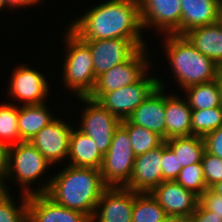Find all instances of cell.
<instances>
[{"label":"cell","instance_id":"cell-17","mask_svg":"<svg viewBox=\"0 0 222 222\" xmlns=\"http://www.w3.org/2000/svg\"><path fill=\"white\" fill-rule=\"evenodd\" d=\"M159 86L127 118L132 124L157 133L165 140V92L164 84L158 78Z\"/></svg>","mask_w":222,"mask_h":222},{"label":"cell","instance_id":"cell-15","mask_svg":"<svg viewBox=\"0 0 222 222\" xmlns=\"http://www.w3.org/2000/svg\"><path fill=\"white\" fill-rule=\"evenodd\" d=\"M161 161L162 144L136 156L131 179L125 187L134 192L151 193L163 182Z\"/></svg>","mask_w":222,"mask_h":222},{"label":"cell","instance_id":"cell-19","mask_svg":"<svg viewBox=\"0 0 222 222\" xmlns=\"http://www.w3.org/2000/svg\"><path fill=\"white\" fill-rule=\"evenodd\" d=\"M165 140L191 136L192 109L186 99L165 95Z\"/></svg>","mask_w":222,"mask_h":222},{"label":"cell","instance_id":"cell-25","mask_svg":"<svg viewBox=\"0 0 222 222\" xmlns=\"http://www.w3.org/2000/svg\"><path fill=\"white\" fill-rule=\"evenodd\" d=\"M192 110H207L221 106L217 80L190 86L184 90Z\"/></svg>","mask_w":222,"mask_h":222},{"label":"cell","instance_id":"cell-39","mask_svg":"<svg viewBox=\"0 0 222 222\" xmlns=\"http://www.w3.org/2000/svg\"><path fill=\"white\" fill-rule=\"evenodd\" d=\"M5 174H0V199L8 193V186H6L5 182Z\"/></svg>","mask_w":222,"mask_h":222},{"label":"cell","instance_id":"cell-33","mask_svg":"<svg viewBox=\"0 0 222 222\" xmlns=\"http://www.w3.org/2000/svg\"><path fill=\"white\" fill-rule=\"evenodd\" d=\"M161 170L163 181H175L183 167H179V160L173 150L164 141L162 143Z\"/></svg>","mask_w":222,"mask_h":222},{"label":"cell","instance_id":"cell-21","mask_svg":"<svg viewBox=\"0 0 222 222\" xmlns=\"http://www.w3.org/2000/svg\"><path fill=\"white\" fill-rule=\"evenodd\" d=\"M183 35L200 53L222 68V26L218 21L195 27Z\"/></svg>","mask_w":222,"mask_h":222},{"label":"cell","instance_id":"cell-18","mask_svg":"<svg viewBox=\"0 0 222 222\" xmlns=\"http://www.w3.org/2000/svg\"><path fill=\"white\" fill-rule=\"evenodd\" d=\"M28 222H91L82 212L54 202L45 193L28 196Z\"/></svg>","mask_w":222,"mask_h":222},{"label":"cell","instance_id":"cell-4","mask_svg":"<svg viewBox=\"0 0 222 222\" xmlns=\"http://www.w3.org/2000/svg\"><path fill=\"white\" fill-rule=\"evenodd\" d=\"M65 32L66 55L63 64V82L75 97H88L96 84V76L89 46L69 28Z\"/></svg>","mask_w":222,"mask_h":222},{"label":"cell","instance_id":"cell-30","mask_svg":"<svg viewBox=\"0 0 222 222\" xmlns=\"http://www.w3.org/2000/svg\"><path fill=\"white\" fill-rule=\"evenodd\" d=\"M8 192L0 199V222H28V195L22 194L17 207Z\"/></svg>","mask_w":222,"mask_h":222},{"label":"cell","instance_id":"cell-12","mask_svg":"<svg viewBox=\"0 0 222 222\" xmlns=\"http://www.w3.org/2000/svg\"><path fill=\"white\" fill-rule=\"evenodd\" d=\"M72 128L67 122L56 118L40 130L29 142L51 165H55L68 159Z\"/></svg>","mask_w":222,"mask_h":222},{"label":"cell","instance_id":"cell-42","mask_svg":"<svg viewBox=\"0 0 222 222\" xmlns=\"http://www.w3.org/2000/svg\"><path fill=\"white\" fill-rule=\"evenodd\" d=\"M176 222H195V219L192 215H190V216H181V217L176 216Z\"/></svg>","mask_w":222,"mask_h":222},{"label":"cell","instance_id":"cell-36","mask_svg":"<svg viewBox=\"0 0 222 222\" xmlns=\"http://www.w3.org/2000/svg\"><path fill=\"white\" fill-rule=\"evenodd\" d=\"M192 216L195 222H222V217L217 216L215 212L206 210L200 203L197 205Z\"/></svg>","mask_w":222,"mask_h":222},{"label":"cell","instance_id":"cell-35","mask_svg":"<svg viewBox=\"0 0 222 222\" xmlns=\"http://www.w3.org/2000/svg\"><path fill=\"white\" fill-rule=\"evenodd\" d=\"M205 149L222 159V126L204 137Z\"/></svg>","mask_w":222,"mask_h":222},{"label":"cell","instance_id":"cell-8","mask_svg":"<svg viewBox=\"0 0 222 222\" xmlns=\"http://www.w3.org/2000/svg\"><path fill=\"white\" fill-rule=\"evenodd\" d=\"M84 102L86 108L82 112L81 127L77 128L92 139L98 150L105 155L109 150L115 130L121 124V120L111 114L96 100L89 97H78Z\"/></svg>","mask_w":222,"mask_h":222},{"label":"cell","instance_id":"cell-5","mask_svg":"<svg viewBox=\"0 0 222 222\" xmlns=\"http://www.w3.org/2000/svg\"><path fill=\"white\" fill-rule=\"evenodd\" d=\"M49 166L51 164L30 142L23 141L8 147L5 180L15 178L22 186L21 193L29 196L34 194L29 184L38 180Z\"/></svg>","mask_w":222,"mask_h":222},{"label":"cell","instance_id":"cell-32","mask_svg":"<svg viewBox=\"0 0 222 222\" xmlns=\"http://www.w3.org/2000/svg\"><path fill=\"white\" fill-rule=\"evenodd\" d=\"M203 175L207 185L210 188L215 183L222 180V159L209 153L206 149L201 160Z\"/></svg>","mask_w":222,"mask_h":222},{"label":"cell","instance_id":"cell-37","mask_svg":"<svg viewBox=\"0 0 222 222\" xmlns=\"http://www.w3.org/2000/svg\"><path fill=\"white\" fill-rule=\"evenodd\" d=\"M6 3L7 8H11L12 9H16V8H20V7H28L31 5H35L38 4V2L40 3L41 0H4Z\"/></svg>","mask_w":222,"mask_h":222},{"label":"cell","instance_id":"cell-27","mask_svg":"<svg viewBox=\"0 0 222 222\" xmlns=\"http://www.w3.org/2000/svg\"><path fill=\"white\" fill-rule=\"evenodd\" d=\"M121 125L127 130L135 156L145 154L159 147L165 140L155 132L142 126L132 124L128 119L122 120Z\"/></svg>","mask_w":222,"mask_h":222},{"label":"cell","instance_id":"cell-38","mask_svg":"<svg viewBox=\"0 0 222 222\" xmlns=\"http://www.w3.org/2000/svg\"><path fill=\"white\" fill-rule=\"evenodd\" d=\"M8 147L0 143V174L6 173Z\"/></svg>","mask_w":222,"mask_h":222},{"label":"cell","instance_id":"cell-43","mask_svg":"<svg viewBox=\"0 0 222 222\" xmlns=\"http://www.w3.org/2000/svg\"><path fill=\"white\" fill-rule=\"evenodd\" d=\"M161 222H176V216L166 215Z\"/></svg>","mask_w":222,"mask_h":222},{"label":"cell","instance_id":"cell-41","mask_svg":"<svg viewBox=\"0 0 222 222\" xmlns=\"http://www.w3.org/2000/svg\"><path fill=\"white\" fill-rule=\"evenodd\" d=\"M216 80H217L219 90H220V103L222 107V68H220Z\"/></svg>","mask_w":222,"mask_h":222},{"label":"cell","instance_id":"cell-29","mask_svg":"<svg viewBox=\"0 0 222 222\" xmlns=\"http://www.w3.org/2000/svg\"><path fill=\"white\" fill-rule=\"evenodd\" d=\"M191 135L205 137L222 126V107L192 110Z\"/></svg>","mask_w":222,"mask_h":222},{"label":"cell","instance_id":"cell-23","mask_svg":"<svg viewBox=\"0 0 222 222\" xmlns=\"http://www.w3.org/2000/svg\"><path fill=\"white\" fill-rule=\"evenodd\" d=\"M45 103L18 106V131L20 142H29L40 130L56 118Z\"/></svg>","mask_w":222,"mask_h":222},{"label":"cell","instance_id":"cell-7","mask_svg":"<svg viewBox=\"0 0 222 222\" xmlns=\"http://www.w3.org/2000/svg\"><path fill=\"white\" fill-rule=\"evenodd\" d=\"M155 77H148L146 74L134 84L112 92H91L88 97L96 100L122 121L127 119L159 86L158 79Z\"/></svg>","mask_w":222,"mask_h":222},{"label":"cell","instance_id":"cell-40","mask_svg":"<svg viewBox=\"0 0 222 222\" xmlns=\"http://www.w3.org/2000/svg\"><path fill=\"white\" fill-rule=\"evenodd\" d=\"M210 189L222 197V180L215 183Z\"/></svg>","mask_w":222,"mask_h":222},{"label":"cell","instance_id":"cell-16","mask_svg":"<svg viewBox=\"0 0 222 222\" xmlns=\"http://www.w3.org/2000/svg\"><path fill=\"white\" fill-rule=\"evenodd\" d=\"M151 194L164 209L166 215L190 216L199 204V196L176 181H163Z\"/></svg>","mask_w":222,"mask_h":222},{"label":"cell","instance_id":"cell-28","mask_svg":"<svg viewBox=\"0 0 222 222\" xmlns=\"http://www.w3.org/2000/svg\"><path fill=\"white\" fill-rule=\"evenodd\" d=\"M0 143L7 147L20 143L18 105L0 104Z\"/></svg>","mask_w":222,"mask_h":222},{"label":"cell","instance_id":"cell-13","mask_svg":"<svg viewBox=\"0 0 222 222\" xmlns=\"http://www.w3.org/2000/svg\"><path fill=\"white\" fill-rule=\"evenodd\" d=\"M15 68L10 79L9 95L23 105L45 103L49 85L44 75L27 64Z\"/></svg>","mask_w":222,"mask_h":222},{"label":"cell","instance_id":"cell-44","mask_svg":"<svg viewBox=\"0 0 222 222\" xmlns=\"http://www.w3.org/2000/svg\"><path fill=\"white\" fill-rule=\"evenodd\" d=\"M218 22H219V23L221 24V26H222V4L220 5V9H219Z\"/></svg>","mask_w":222,"mask_h":222},{"label":"cell","instance_id":"cell-24","mask_svg":"<svg viewBox=\"0 0 222 222\" xmlns=\"http://www.w3.org/2000/svg\"><path fill=\"white\" fill-rule=\"evenodd\" d=\"M179 160V167H186L202 160L205 151L204 137L182 136L165 140Z\"/></svg>","mask_w":222,"mask_h":222},{"label":"cell","instance_id":"cell-14","mask_svg":"<svg viewBox=\"0 0 222 222\" xmlns=\"http://www.w3.org/2000/svg\"><path fill=\"white\" fill-rule=\"evenodd\" d=\"M134 191L107 186L96 205L91 222H132Z\"/></svg>","mask_w":222,"mask_h":222},{"label":"cell","instance_id":"cell-26","mask_svg":"<svg viewBox=\"0 0 222 222\" xmlns=\"http://www.w3.org/2000/svg\"><path fill=\"white\" fill-rule=\"evenodd\" d=\"M165 216L164 209L151 193L134 192L132 222H161Z\"/></svg>","mask_w":222,"mask_h":222},{"label":"cell","instance_id":"cell-6","mask_svg":"<svg viewBox=\"0 0 222 222\" xmlns=\"http://www.w3.org/2000/svg\"><path fill=\"white\" fill-rule=\"evenodd\" d=\"M135 157L129 134L120 124L114 132L100 169L104 184L125 187L131 179Z\"/></svg>","mask_w":222,"mask_h":222},{"label":"cell","instance_id":"cell-2","mask_svg":"<svg viewBox=\"0 0 222 222\" xmlns=\"http://www.w3.org/2000/svg\"><path fill=\"white\" fill-rule=\"evenodd\" d=\"M106 187L99 169L68 165L36 188L34 194L45 193L62 207L82 212L91 220Z\"/></svg>","mask_w":222,"mask_h":222},{"label":"cell","instance_id":"cell-9","mask_svg":"<svg viewBox=\"0 0 222 222\" xmlns=\"http://www.w3.org/2000/svg\"><path fill=\"white\" fill-rule=\"evenodd\" d=\"M83 41L91 50L96 78L113 66L129 60L140 48L147 47L144 40L114 38Z\"/></svg>","mask_w":222,"mask_h":222},{"label":"cell","instance_id":"cell-20","mask_svg":"<svg viewBox=\"0 0 222 222\" xmlns=\"http://www.w3.org/2000/svg\"><path fill=\"white\" fill-rule=\"evenodd\" d=\"M220 5L218 0H181V35L217 22Z\"/></svg>","mask_w":222,"mask_h":222},{"label":"cell","instance_id":"cell-10","mask_svg":"<svg viewBox=\"0 0 222 222\" xmlns=\"http://www.w3.org/2000/svg\"><path fill=\"white\" fill-rule=\"evenodd\" d=\"M146 52L147 47L140 48L129 60L98 76L92 92H112L140 81L150 68Z\"/></svg>","mask_w":222,"mask_h":222},{"label":"cell","instance_id":"cell-11","mask_svg":"<svg viewBox=\"0 0 222 222\" xmlns=\"http://www.w3.org/2000/svg\"><path fill=\"white\" fill-rule=\"evenodd\" d=\"M142 28L181 35V0H138Z\"/></svg>","mask_w":222,"mask_h":222},{"label":"cell","instance_id":"cell-34","mask_svg":"<svg viewBox=\"0 0 222 222\" xmlns=\"http://www.w3.org/2000/svg\"><path fill=\"white\" fill-rule=\"evenodd\" d=\"M199 203L219 217H222V197L208 188L200 197Z\"/></svg>","mask_w":222,"mask_h":222},{"label":"cell","instance_id":"cell-3","mask_svg":"<svg viewBox=\"0 0 222 222\" xmlns=\"http://www.w3.org/2000/svg\"><path fill=\"white\" fill-rule=\"evenodd\" d=\"M164 37V50L175 80L186 89L217 78L220 66L200 53L184 35L168 34Z\"/></svg>","mask_w":222,"mask_h":222},{"label":"cell","instance_id":"cell-22","mask_svg":"<svg viewBox=\"0 0 222 222\" xmlns=\"http://www.w3.org/2000/svg\"><path fill=\"white\" fill-rule=\"evenodd\" d=\"M68 158L70 159L68 165L100 170L104 155L90 137L72 128Z\"/></svg>","mask_w":222,"mask_h":222},{"label":"cell","instance_id":"cell-31","mask_svg":"<svg viewBox=\"0 0 222 222\" xmlns=\"http://www.w3.org/2000/svg\"><path fill=\"white\" fill-rule=\"evenodd\" d=\"M175 181L199 197L208 189L201 162L183 167Z\"/></svg>","mask_w":222,"mask_h":222},{"label":"cell","instance_id":"cell-45","mask_svg":"<svg viewBox=\"0 0 222 222\" xmlns=\"http://www.w3.org/2000/svg\"><path fill=\"white\" fill-rule=\"evenodd\" d=\"M6 7H7V6H6L5 1H4V0H0V11H1L2 9L6 8Z\"/></svg>","mask_w":222,"mask_h":222},{"label":"cell","instance_id":"cell-1","mask_svg":"<svg viewBox=\"0 0 222 222\" xmlns=\"http://www.w3.org/2000/svg\"><path fill=\"white\" fill-rule=\"evenodd\" d=\"M81 40H144L138 0H109L85 12L68 27Z\"/></svg>","mask_w":222,"mask_h":222}]
</instances>
